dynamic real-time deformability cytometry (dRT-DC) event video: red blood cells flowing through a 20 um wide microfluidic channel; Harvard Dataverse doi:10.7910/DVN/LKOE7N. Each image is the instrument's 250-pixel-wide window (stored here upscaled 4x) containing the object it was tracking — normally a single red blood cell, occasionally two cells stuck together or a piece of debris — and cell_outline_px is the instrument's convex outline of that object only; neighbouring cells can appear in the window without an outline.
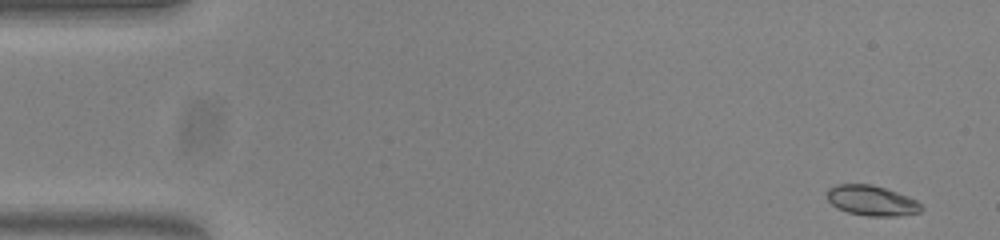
{"species": "common noctule bat (a hibernating species)", "species_latin": "Nyctalus noctula", "temperature_condition": "warm", "stored_images_in_passage": 53, "camera_frame_rate_fps": 3000, "um_per_image_px": 0.085, "animal": {"sex": "female", "body_mass_g": 23.0, "forearm_length_mm": 53.4}, "frame": {"image": 1, "passage_image": 1, "time_ms": 0.0, "image_size_px": [1000, 240], "cell_outline_px": [[924, 208], [920, 212], [896, 216], [868, 216], [848, 212], [836, 208], [828, 200], [828, 188], [836, 184], [872, 184], [908, 196], [916, 200]], "centroid_in_image_um": [74.09, 17.05], "position_along_channel_um": 10.9, "area_um2": 16.53}}
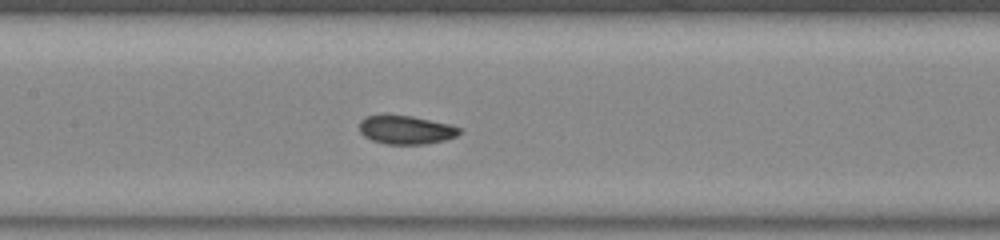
{"frame": {"image": 2, "passage_image": 24, "time_ms": 7.667, "image_size_px": [1000, 240], "cell_outline_px": [[460, 132], [456, 136], [444, 140], [424, 144], [384, 144], [372, 140], [364, 136], [360, 132], [360, 120], [364, 116], [412, 116], [452, 124], [460, 128]], "centroid_in_image_um": [34.51, 11.04], "position_along_channel_um": 172.9, "area_um2": 16.53}}
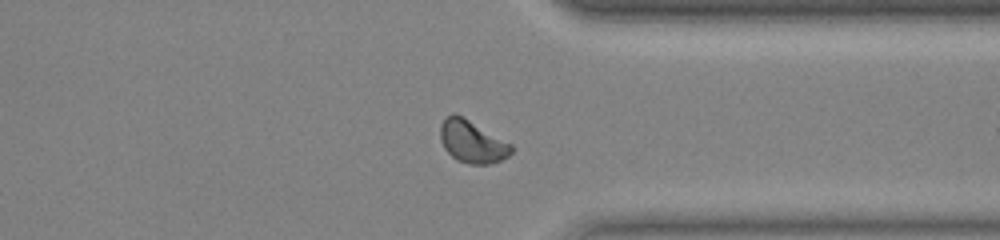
{"frame": {"image": 3, "passage_image": 40, "time_ms": 13.0, "image_size_px": [1000, 240], "cell_outline_px": [[512, 152], [508, 156], [500, 160], [488, 164], [468, 164], [456, 160], [444, 148], [440, 140], [440, 124], [452, 112], [456, 112], [512, 144]], "centroid_in_image_um": [40.11, 12.03], "position_along_channel_um": 371.3, "area_um2": 17.63}, "authors_computed_cell_mechanics": {"area_um2": 16.8776, "velocity_mm_per_s": 3.7766, "shape_relaxation_time_tau1_ms": 6.7934, "shape_relaxation_time_tau2_ms": 4.0691, "deformation_change_tau1": 0.1575, "deformation_change_tau2": 0.0648}}